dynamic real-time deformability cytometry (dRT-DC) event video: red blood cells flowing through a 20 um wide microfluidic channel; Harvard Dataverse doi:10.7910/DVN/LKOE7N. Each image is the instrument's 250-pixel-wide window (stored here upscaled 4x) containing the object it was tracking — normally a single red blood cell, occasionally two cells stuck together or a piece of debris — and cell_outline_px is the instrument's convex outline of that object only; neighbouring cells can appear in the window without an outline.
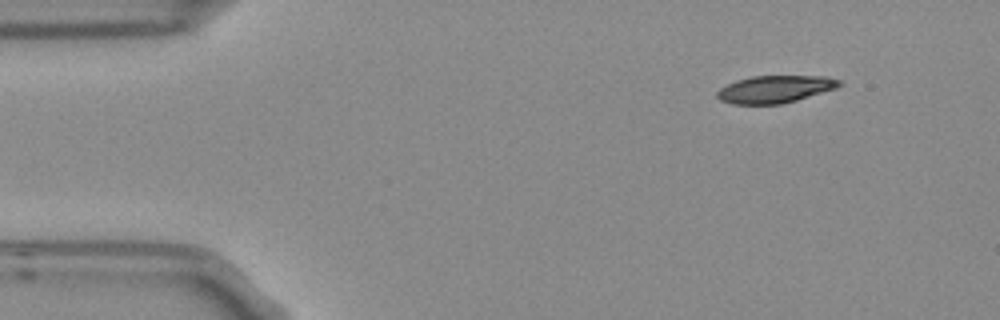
{"species": "Egyptian fruit bat (a non-hibernating species)", "species_latin": "Rousettus aegyptiacus", "temperature_condition": "room temperature", "stored_images_in_passage": 9, "camera_frame_rate_fps": 3000, "um_per_image_px": 0.085, "frame": {"image": 1, "passage_image": 1, "time_ms": 0.0, "image_size_px": [1000, 320], "cell_outline_px": [[844, 84], [836, 88], [796, 100], [780, 104], [732, 104], [720, 100], [716, 96], [716, 92], [720, 88], [736, 80], [752, 76], [828, 76], [840, 80]], "centroid_in_image_um": [65.88, 7.57], "position_along_channel_um": 19.1, "area_um2": 19.48}}
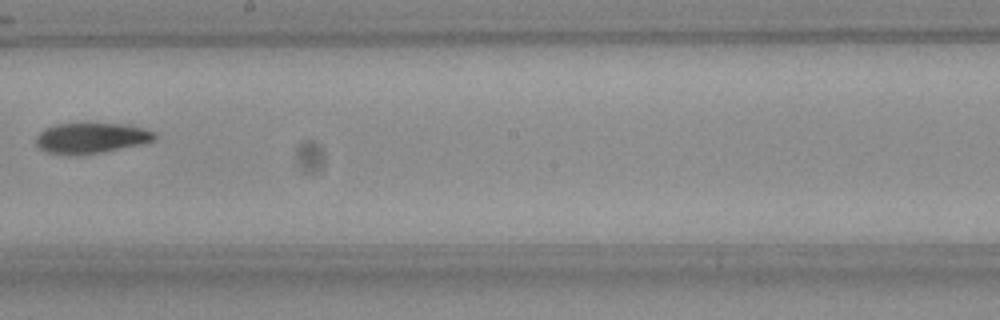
{"frame": {"image": 2, "passage_image": 8, "time_ms": 2.333, "image_size_px": [1000, 320], "cell_outline_px": [[160, 136], [156, 140], [144, 144], [100, 152], [48, 152], [40, 148], [36, 144], [36, 136], [44, 128], [56, 124], [84, 120], [88, 120], [128, 124], [144, 128], [156, 132]], "centroid_in_image_um": [7.86, 11.62], "position_along_channel_um": 240.3, "area_um2": 21.68}}
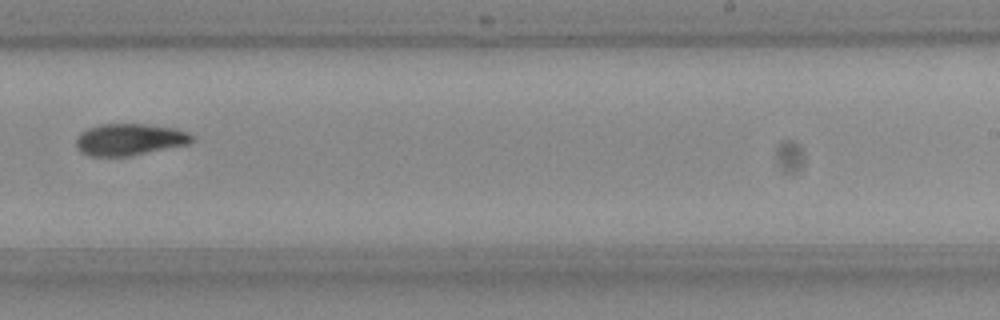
{"frame": {"image": 3, "passage_image": 9, "time_ms": 2.667, "image_size_px": [1000, 320], "cell_outline_px": [[196, 140], [188, 144], [128, 156], [88, 156], [80, 152], [76, 144], [76, 140], [80, 132], [88, 128], [100, 124], [144, 124], [176, 128], [188, 132]], "centroid_in_image_um": [11.0, 11.85], "position_along_channel_um": 278.0, "area_um2": 21.44}}